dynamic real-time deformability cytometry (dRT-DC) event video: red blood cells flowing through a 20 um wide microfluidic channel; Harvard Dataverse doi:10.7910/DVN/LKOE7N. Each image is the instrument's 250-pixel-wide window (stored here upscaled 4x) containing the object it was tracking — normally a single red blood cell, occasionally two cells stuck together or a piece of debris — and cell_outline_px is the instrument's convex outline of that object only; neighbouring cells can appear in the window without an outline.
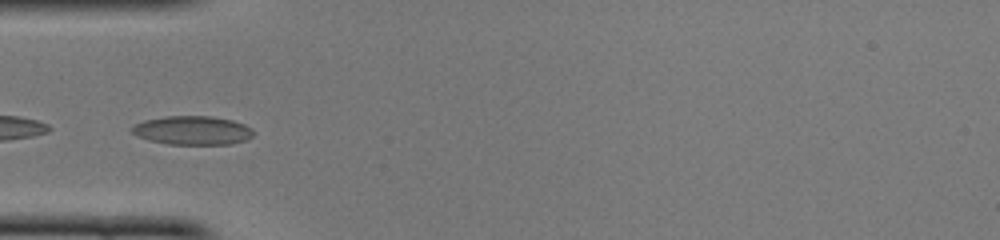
{"species": "common noctule bat (a hibernating species)", "species_latin": "Nyctalus noctula", "temperature_condition": "cold", "stored_images_in_passage": 37, "camera_frame_rate_fps": 3000, "um_per_image_px": 0.085, "animal": {"sex": "female", "body_mass_g": 22.0, "forearm_length_mm": 56.7}, "frame": {"image": 1, "passage_image": 10, "time_ms": 3.0, "image_size_px": [1000, 240], "cell_outline_px": [[252, 136], [244, 140], [232, 144], [168, 144], [148, 140], [136, 136], [132, 132], [132, 128], [136, 124], [144, 120], [164, 116], [212, 116], [232, 120], [244, 124], [252, 128]], "centroid_in_image_um": [16.35, 11.08], "position_along_channel_um": 68.7, "area_um2": 20.35}}
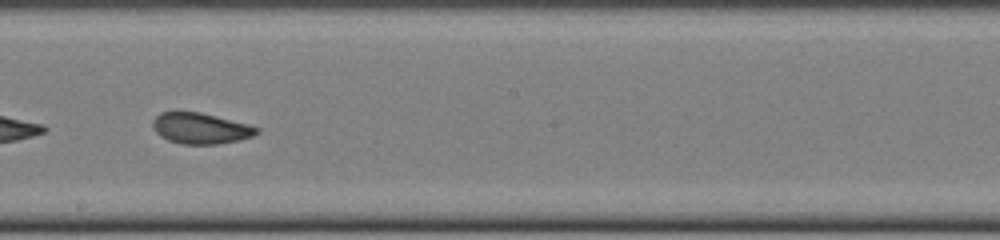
{"frame": {"image": 2, "passage_image": 22, "time_ms": 7.0, "image_size_px": [1000, 240], "cell_outline_px": [[260, 132], [252, 136], [240, 140], [220, 144], [180, 144], [168, 140], [160, 136], [152, 128], [152, 120], [160, 112], [200, 112], [248, 124], [260, 128]], "centroid_in_image_um": [17.04, 10.92], "position_along_channel_um": 231.2, "area_um2": 18.84}}
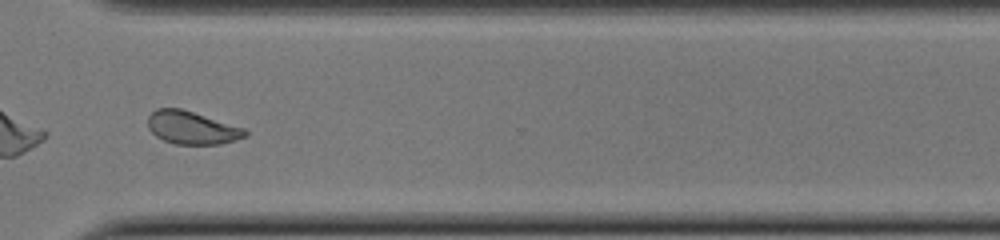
{"frame": {"image": 3, "passage_image": 31, "time_ms": 10.0, "image_size_px": [1000, 240], "cell_outline_px": [[248, 136], [236, 140], [220, 144], [176, 144], [164, 140], [156, 136], [148, 128], [148, 116], [156, 108], [180, 108], [244, 128], [248, 132]], "centroid_in_image_um": [16.31, 10.86], "position_along_channel_um": 354.3, "area_um2": 18.55}, "authors_computed_cell_mechanics": {"area_um2": 19.652, "velocity_mm_per_s": 4.0753, "shape_relaxation_time_tau1_ms": 4.2725, "shape_relaxation_time_tau2_ms": 1.5203, "deformation_change_tau1": 0.1137, "deformation_change_tau2": 0.0653}}